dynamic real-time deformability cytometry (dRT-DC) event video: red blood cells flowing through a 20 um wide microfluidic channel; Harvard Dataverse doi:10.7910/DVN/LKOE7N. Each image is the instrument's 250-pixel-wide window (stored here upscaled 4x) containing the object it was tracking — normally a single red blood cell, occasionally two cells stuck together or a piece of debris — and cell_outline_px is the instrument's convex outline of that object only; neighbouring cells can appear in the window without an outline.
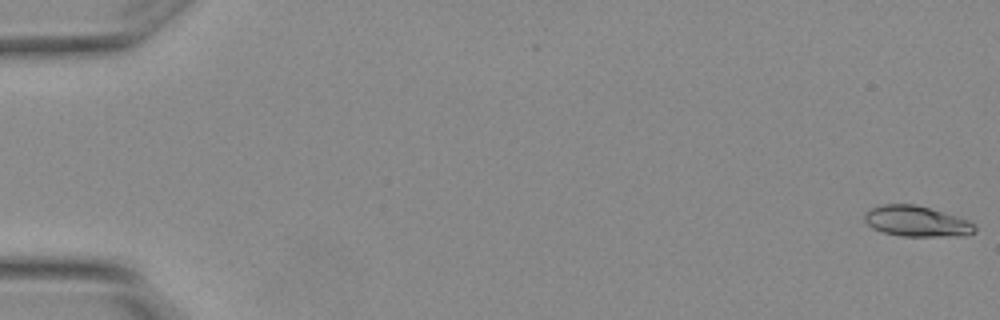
{"species": "Egyptian fruit bat (a non-hibernating species)", "species_latin": "Rousettus aegyptiacus", "temperature_condition": "warm", "stored_images_in_passage": 4, "camera_frame_rate_fps": 3000, "um_per_image_px": 0.085, "animal": {"sex": "female"}, "frame": {"image": 1, "passage_image": 1, "time_ms": 0.0, "image_size_px": [1000, 320], "cell_outline_px": [[976, 232], [968, 236], [900, 236], [884, 232], [872, 228], [864, 220], [864, 212], [872, 208], [884, 204], [916, 204], [956, 216], [968, 220], [976, 224]], "centroid_in_image_um": [77.94, 18.82], "position_along_channel_um": 7.1, "area_um2": 19.83}}